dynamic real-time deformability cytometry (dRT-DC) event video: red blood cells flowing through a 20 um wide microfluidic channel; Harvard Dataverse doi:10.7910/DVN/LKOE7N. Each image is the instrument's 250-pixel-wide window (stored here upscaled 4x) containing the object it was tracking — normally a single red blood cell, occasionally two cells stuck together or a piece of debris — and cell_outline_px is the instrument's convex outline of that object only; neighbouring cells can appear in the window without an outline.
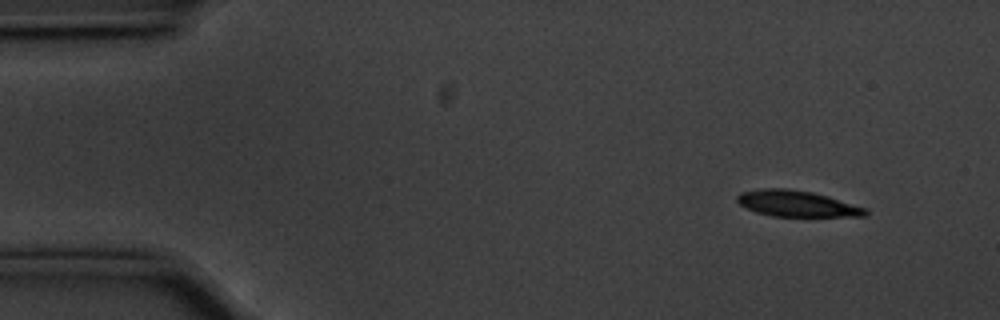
{"species": "common noctule bat (a hibernating species)", "species_latin": "Nyctalus noctula", "temperature_condition": "cold", "stored_images_in_passage": 57, "segment_of_instrument_passage": [1, 2], "camera_frame_rate_fps": 3000, "um_per_image_px": 0.085, "animal": {"sex": "male", "body_mass_g": 20.1, "forearm_length_mm": 53.5}, "frame": {"image": 1, "passage_image": 5, "time_ms": 1.333, "image_size_px": [1000, 320], "cell_outline_px": [[868, 216], [772, 216], [756, 212], [744, 208], [736, 200], [736, 196], [740, 192], [764, 188], [788, 188], [812, 192], [828, 196], [868, 208]], "centroid_in_image_um": [67.73, 17.3], "position_along_channel_um": 17.3, "area_um2": 19.65}}
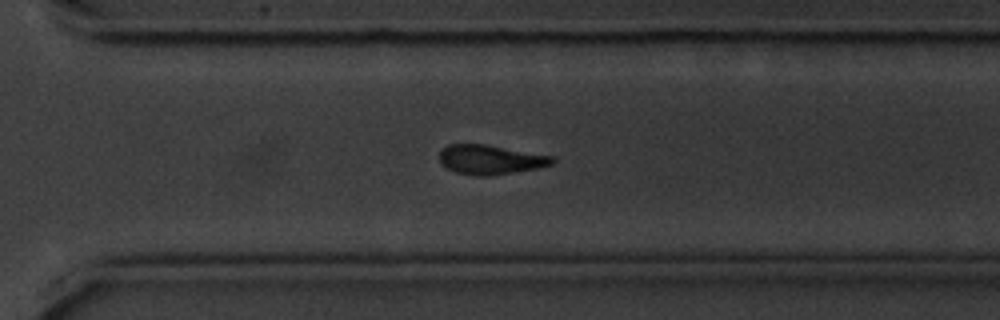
{"frame": {"image": 2, "passage_image": 39, "time_ms": 12.667, "image_size_px": [1000, 320], "cell_outline_px": [[556, 160], [552, 164], [536, 168], [488, 176], [480, 176], [456, 172], [448, 168], [440, 160], [440, 152], [448, 144], [484, 144], [556, 156]], "centroid_in_image_um": [41.73, 13.55], "position_along_channel_um": 328.9, "area_um2": 19.13}}
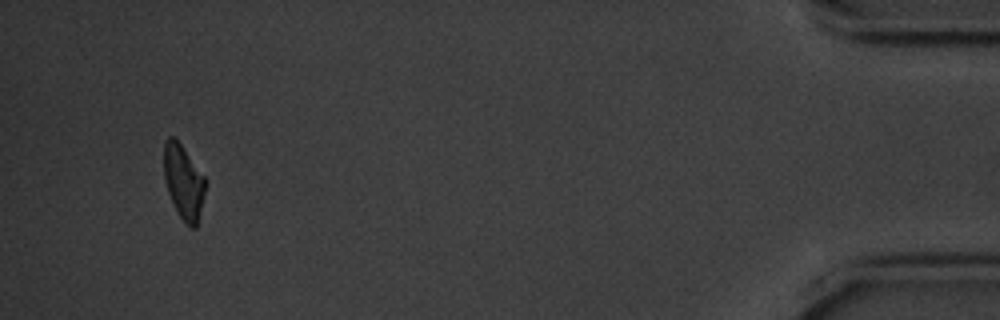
{"frame": {"image": 3, "passage_image": 53, "time_ms": 17.333, "image_size_px": [1000, 320], "cell_outline_px": [[208, 184], [196, 228], [192, 228], [180, 216], [168, 192], [164, 180], [164, 144], [168, 136], [172, 136], [180, 144], [208, 180]], "centroid_in_image_um": [15.64, 15.46], "position_along_channel_um": 419.6, "area_um2": 17.92}}